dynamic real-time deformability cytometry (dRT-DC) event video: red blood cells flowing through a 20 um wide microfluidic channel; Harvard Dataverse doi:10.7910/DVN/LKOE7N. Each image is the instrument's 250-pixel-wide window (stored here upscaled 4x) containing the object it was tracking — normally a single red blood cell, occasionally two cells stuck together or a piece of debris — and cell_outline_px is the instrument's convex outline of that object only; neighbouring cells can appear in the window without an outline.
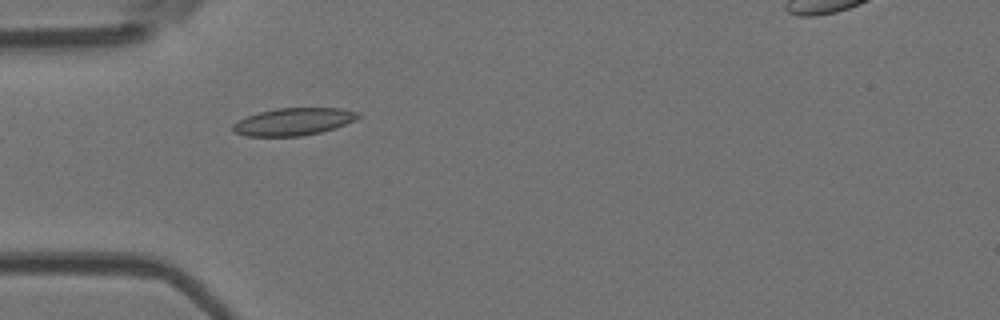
{"species": "Egyptian fruit bat (a non-hibernating species)", "species_latin": "Rousettus aegyptiacus", "temperature_condition": "room temperature", "stored_images_in_passage": 5, "camera_frame_rate_fps": 3000, "um_per_image_px": 0.085, "animal": {"sex": "female"}, "frame": {"image": 1, "passage_image": 2, "time_ms": 1.0, "image_size_px": [1000, 320], "cell_outline_px": [[360, 116], [356, 120], [320, 132], [300, 136], [248, 136], [232, 132], [232, 124], [248, 116], [260, 112], [276, 108], [340, 108], [360, 112]], "centroid_in_image_um": [24.94, 10.34], "position_along_channel_um": 60.1, "area_um2": 19.83}}
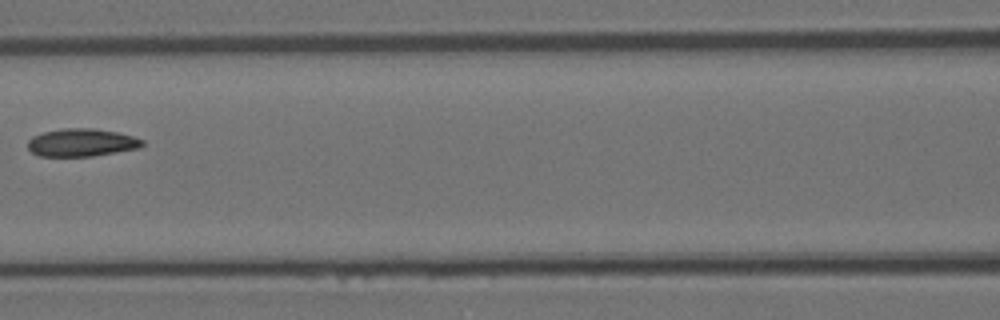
{"frame": {"image": 2, "passage_image": 4, "time_ms": 3.667, "image_size_px": [1000, 320], "cell_outline_px": [[144, 144], [140, 148], [92, 156], [40, 156], [32, 152], [28, 148], [28, 140], [32, 136], [44, 132], [60, 128], [96, 128], [116, 132], [132, 136], [144, 140]], "centroid_in_image_um": [6.93, 12.11], "position_along_channel_um": 159.7, "area_um2": 18.61}}
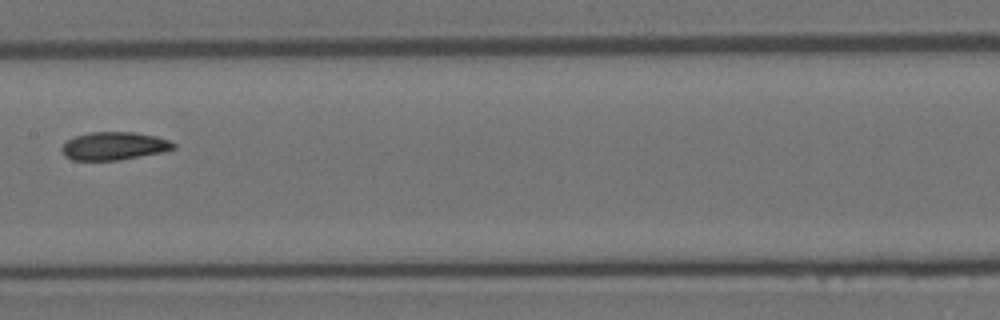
{"frame": {"image": 3, "passage_image": 5, "time_ms": 4.667, "image_size_px": [1000, 320], "cell_outline_px": [[176, 148], [164, 152], [120, 160], [72, 160], [64, 156], [60, 148], [68, 140], [76, 136], [92, 132], [136, 132], [156, 136], [168, 140], [176, 144]], "centroid_in_image_um": [9.72, 12.41], "position_along_channel_um": 197.7, "area_um2": 18.32}}